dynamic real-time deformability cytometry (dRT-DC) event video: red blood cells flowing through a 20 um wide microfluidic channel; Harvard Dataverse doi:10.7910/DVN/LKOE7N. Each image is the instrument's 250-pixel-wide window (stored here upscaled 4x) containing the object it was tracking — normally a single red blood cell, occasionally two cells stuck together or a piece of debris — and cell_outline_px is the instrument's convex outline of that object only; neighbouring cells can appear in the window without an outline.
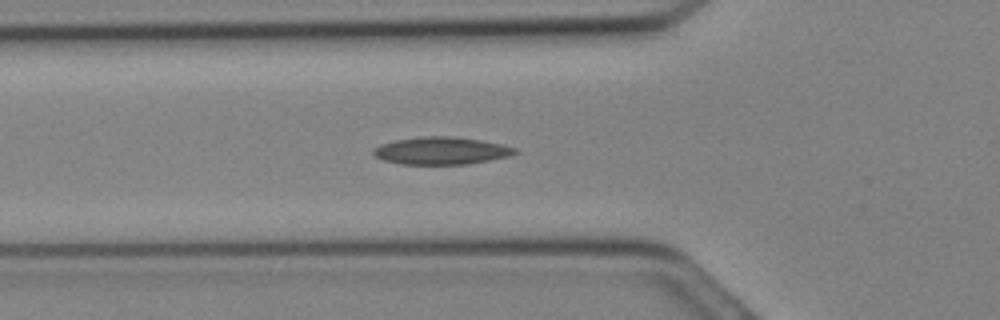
{"species": "Egyptian fruit bat (a non-hibernating species)", "species_latin": "Rousettus aegyptiacus", "temperature_condition": "cold", "stored_images_in_passage": 32, "segment_of_instrument_passage": [1, 2], "camera_frame_rate_fps": 3000, "um_per_image_px": 0.085, "animal": {"sex": "female"}, "frame": {"image": 1, "passage_image": 11, "time_ms": 3.333, "image_size_px": [1000, 320], "cell_outline_px": [[520, 152], [508, 156], [468, 164], [400, 164], [384, 160], [376, 156], [372, 152], [380, 144], [396, 140], [424, 136], [448, 136], [480, 140], [500, 144], [516, 148]], "centroid_in_image_um": [37.52, 12.81], "position_along_channel_um": 88.3, "area_um2": 22.37}}
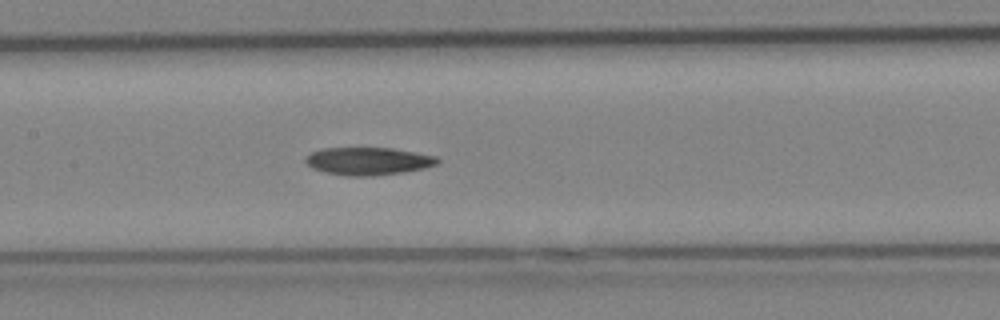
{"frame": {"image": 2, "passage_image": 15, "time_ms": 4.667, "image_size_px": [1000, 320], "cell_outline_px": [[440, 160], [436, 164], [424, 168], [404, 172], [372, 176], [348, 176], [324, 172], [312, 168], [304, 160], [312, 152], [324, 148], [392, 148], [436, 156]], "centroid_in_image_um": [31.3, 13.7], "position_along_channel_um": 176.1, "area_um2": 21.15}}
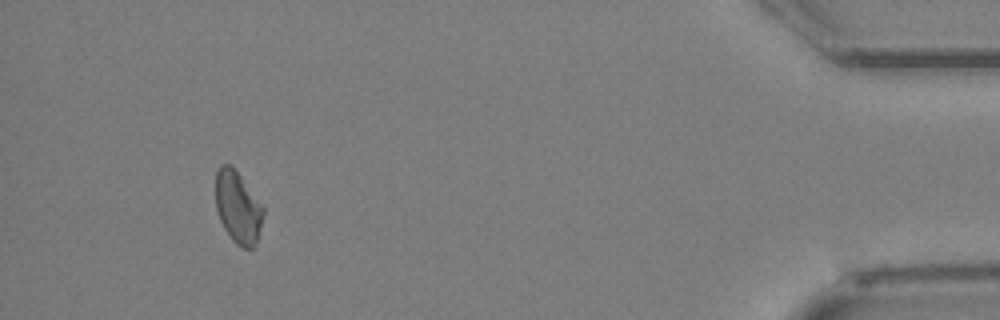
{"frame": {"image": 3, "passage_image": 29, "time_ms": 9.333, "image_size_px": [1000, 320], "cell_outline_px": [[264, 212], [256, 244], [252, 248], [244, 248], [236, 244], [232, 240], [224, 228], [216, 212], [216, 168], [220, 164], [228, 164], [240, 176], [264, 204]], "centroid_in_image_um": [20.23, 17.62], "position_along_channel_um": 415.0, "area_um2": 20.11}}